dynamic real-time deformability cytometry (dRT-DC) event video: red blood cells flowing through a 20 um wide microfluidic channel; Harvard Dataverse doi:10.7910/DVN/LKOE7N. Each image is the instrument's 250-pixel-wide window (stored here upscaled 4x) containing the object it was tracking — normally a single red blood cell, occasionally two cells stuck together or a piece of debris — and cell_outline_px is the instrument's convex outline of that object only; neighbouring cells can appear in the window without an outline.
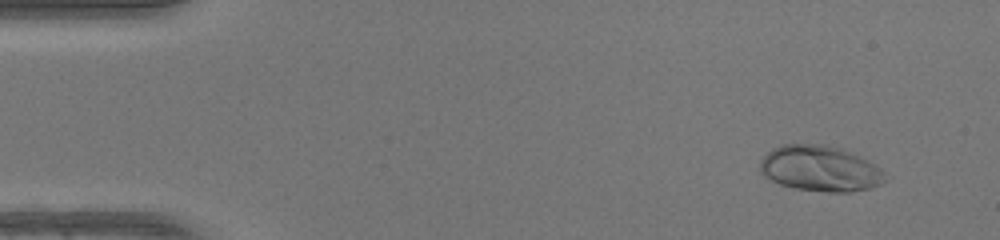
{"species": "human", "species_latin": "Homo sapiens", "temperature_condition": "warm", "stored_images_in_passage": 49, "camera_frame_rate_fps": 3000, "um_per_image_px": 0.085, "donor": {"sex": "female"}, "frame": {"image": 1, "passage_image": 4, "time_ms": 1.0, "image_size_px": [1000, 240], "cell_outline_px": [[892, 176], [888, 180], [872, 188], [848, 192], [828, 192], [796, 188], [780, 184], [764, 176], [760, 172], [760, 160], [772, 148], [780, 144], [824, 144], [840, 148], [880, 168]], "centroid_in_image_um": [69.72, 14.33], "position_along_channel_um": 15.3, "area_um2": 33.35}}
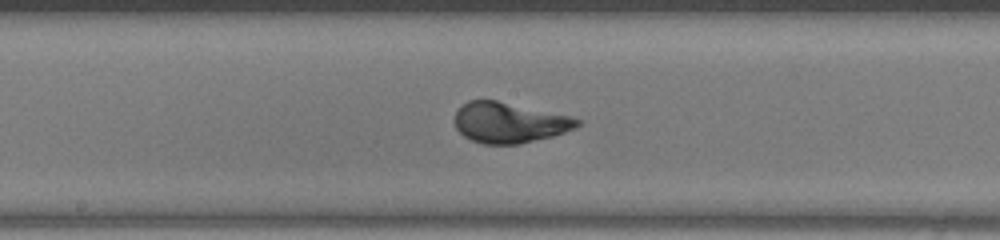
{"frame": {"image": 2, "passage_image": 26, "time_ms": 8.333, "image_size_px": [1000, 240], "cell_outline_px": [[584, 120], [576, 128], [552, 136], [520, 144], [480, 144], [464, 136], [456, 128], [452, 120], [456, 112], [468, 100], [496, 100], [568, 116]], "centroid_in_image_um": [43.26, 10.43], "position_along_channel_um": 204.9, "area_um2": 28.84}}
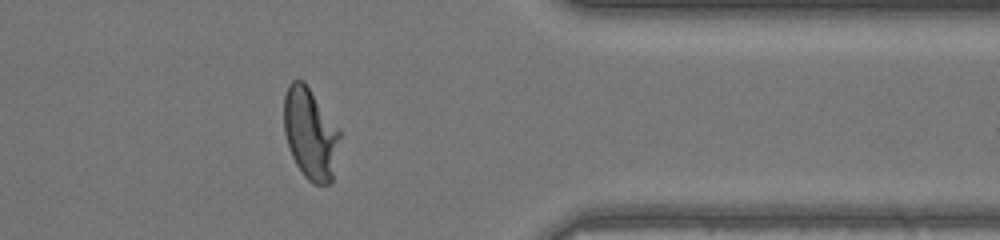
{"frame": {"image": 3, "passage_image": 40, "time_ms": 13.0, "image_size_px": [1000, 240], "cell_outline_px": [[340, 136], [332, 180], [328, 184], [312, 184], [304, 176], [296, 164], [292, 156], [284, 132], [284, 96], [288, 84], [292, 80], [304, 80], [340, 128]], "centroid_in_image_um": [26.38, 11.32], "position_along_channel_um": 385.0, "area_um2": 29.88}, "authors_computed_cell_mechanics": {"area_um2": 29.767, "velocity_mm_per_s": 4.1774, "shape_relaxation_time_tau1_ms": 3.186, "shape_relaxation_time_tau2_ms": null, "deformation_change_tau1": 0.2137, "deformation_change_tau2": null}}